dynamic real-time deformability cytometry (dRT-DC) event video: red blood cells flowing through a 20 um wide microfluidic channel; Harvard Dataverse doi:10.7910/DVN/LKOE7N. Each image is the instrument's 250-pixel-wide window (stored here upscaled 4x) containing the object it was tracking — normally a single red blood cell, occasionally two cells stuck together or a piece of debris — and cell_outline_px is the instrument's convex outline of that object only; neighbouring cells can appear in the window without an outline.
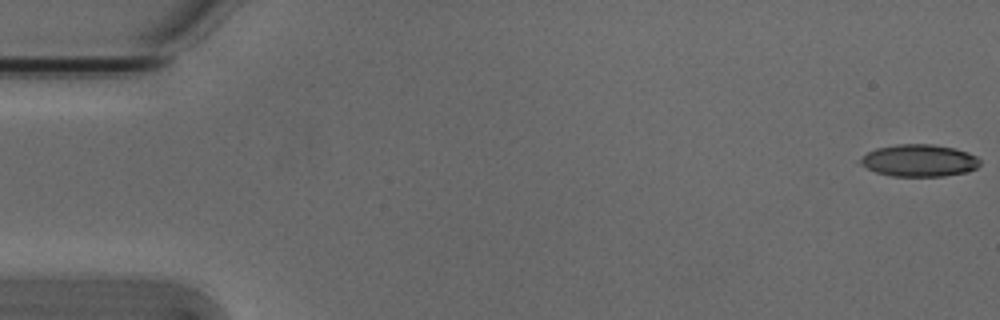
{"species": "Egyptian fruit bat (a non-hibernating species)", "species_latin": "Rousettus aegyptiacus", "temperature_condition": "cold", "stored_images_in_passage": 5, "camera_frame_rate_fps": 3000, "um_per_image_px": 0.085, "animal": {"sex": "male"}, "frame": {"image": 1, "passage_image": 1, "time_ms": 0.0, "image_size_px": [1000, 320], "cell_outline_px": [[980, 164], [976, 168], [964, 172], [944, 176], [892, 176], [876, 172], [868, 168], [856, 160], [868, 152], [876, 148], [896, 144], [932, 144], [956, 148], [968, 152], [976, 156], [980, 160]], "centroid_in_image_um": [78.12, 13.63], "position_along_channel_um": 6.9, "area_um2": 22.43}}